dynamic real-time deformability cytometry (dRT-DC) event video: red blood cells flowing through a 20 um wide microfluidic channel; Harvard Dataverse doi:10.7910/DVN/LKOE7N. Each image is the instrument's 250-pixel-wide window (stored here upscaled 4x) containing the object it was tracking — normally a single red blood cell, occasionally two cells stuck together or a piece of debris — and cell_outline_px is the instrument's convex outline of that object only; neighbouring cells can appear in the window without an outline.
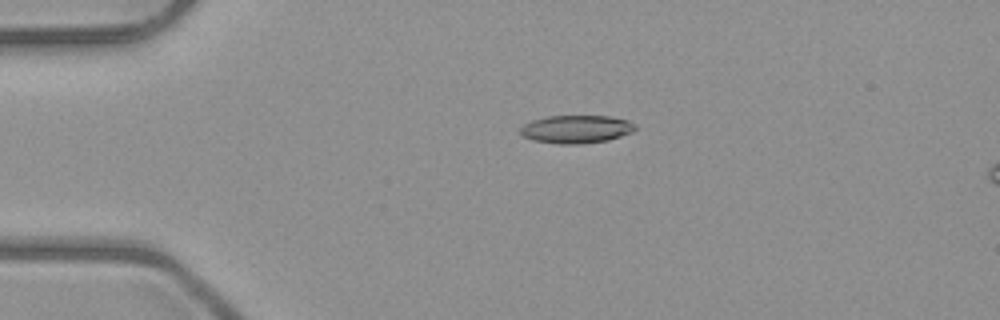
{"species": "common noctule bat (a hibernating species)", "species_latin": "Nyctalus noctula", "temperature_condition": "room temperature", "stored_images_in_passage": 5, "camera_frame_rate_fps": 3000, "um_per_image_px": 0.085, "animal": {"sex": "male", "body_mass_g": 23.1, "forearm_length_mm": 52.7}, "frame": {"image": 1, "passage_image": 3, "time_ms": 2.333, "image_size_px": [1000, 320], "cell_outline_px": [[636, 128], [632, 132], [608, 140], [580, 144], [560, 144], [532, 140], [520, 136], [520, 128], [524, 124], [532, 120], [548, 116], [608, 116], [628, 120], [636, 124]], "centroid_in_image_um": [48.96, 10.98], "position_along_channel_um": 36.0, "area_um2": 18.84}}
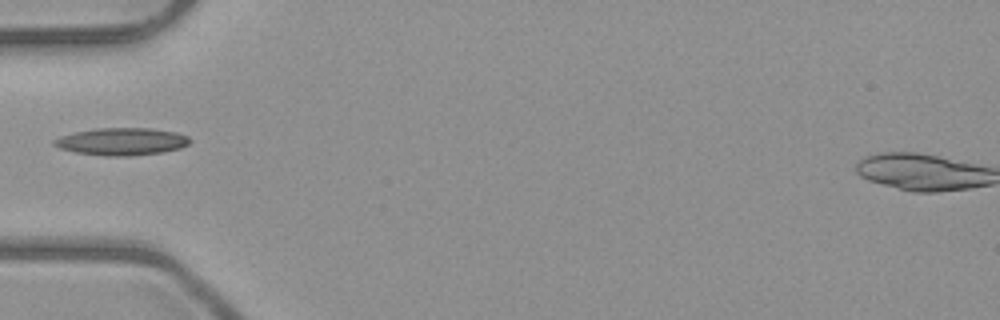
{"frame": {"image": 2, "passage_image": 5, "time_ms": 4.333, "image_size_px": [1000, 320], "cell_outline_px": [[192, 140], [188, 144], [180, 148], [160, 152], [132, 156], [108, 156], [76, 152], [60, 148], [52, 144], [52, 140], [60, 136], [76, 132], [96, 128], [152, 128], [176, 132], [188, 136]], "centroid_in_image_um": [10.35, 12.02], "position_along_channel_um": 74.6, "area_um2": 21.62}}